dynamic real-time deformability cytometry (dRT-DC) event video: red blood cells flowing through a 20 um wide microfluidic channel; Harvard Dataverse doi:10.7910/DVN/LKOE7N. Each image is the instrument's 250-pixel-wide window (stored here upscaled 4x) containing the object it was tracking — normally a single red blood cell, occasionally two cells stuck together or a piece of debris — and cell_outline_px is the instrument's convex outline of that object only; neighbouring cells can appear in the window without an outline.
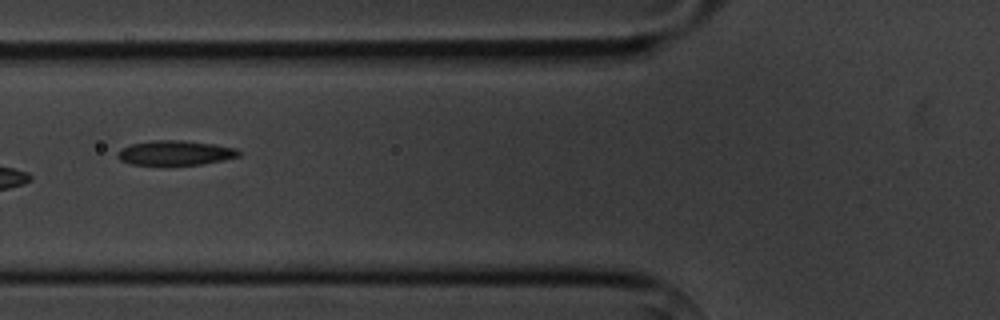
{"species": "common noctule bat (a hibernating species)", "species_latin": "Nyctalus noctula", "temperature_condition": "cold", "stored_images_in_passage": 11, "camera_frame_rate_fps": 3000, "um_per_image_px": 0.085, "animal": {"sex": "male", "body_mass_g": 20.1, "forearm_length_mm": 53.5}, "frame": {"image": 1, "passage_image": 2, "time_ms": 1.333, "image_size_px": [1000, 320], "cell_outline_px": [[240, 156], [224, 160], [200, 164], [132, 164], [120, 160], [116, 156], [116, 152], [120, 148], [132, 144], [152, 140], [184, 140], [216, 144], [236, 148], [240, 152]], "centroid_in_image_um": [14.9, 12.97], "position_along_channel_um": 110.9, "area_um2": 17.4}}
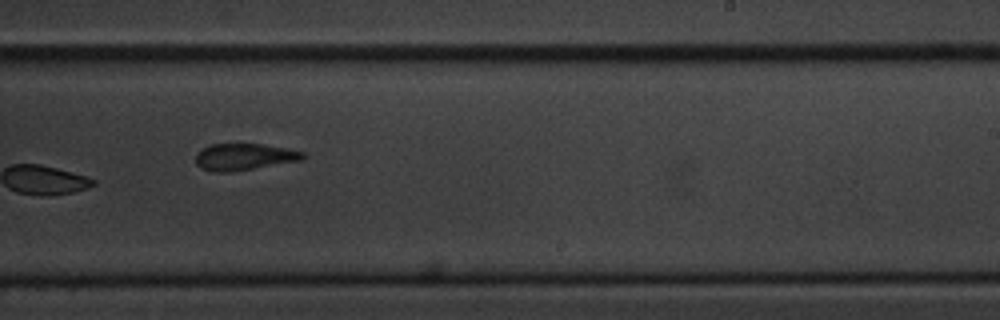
{"frame": {"image": 2, "passage_image": 6, "time_ms": 5.667, "image_size_px": [1000, 320], "cell_outline_px": [[304, 160], [232, 172], [212, 172], [200, 168], [196, 164], [196, 152], [200, 148], [208, 144], [264, 144], [304, 152]], "centroid_in_image_um": [20.7, 13.34], "position_along_channel_um": 268.3, "area_um2": 16.94}}
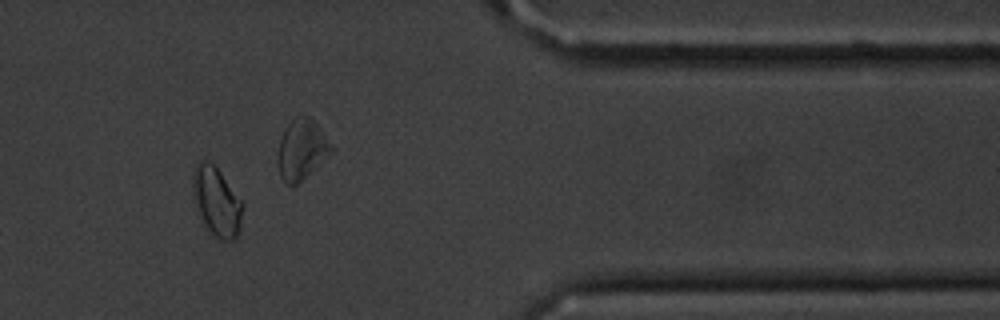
{"frame": {"image": 3, "passage_image": 9, "time_ms": 9.333, "image_size_px": [1000, 320], "cell_outline_px": [[244, 204], [240, 228], [236, 240], [220, 240], [212, 236], [204, 228], [200, 220], [192, 196], [192, 176], [196, 164], [200, 160], [208, 160], [220, 172]], "centroid_in_image_um": [18.38, 17.19], "position_along_channel_um": 393.0, "area_um2": 20.58}}